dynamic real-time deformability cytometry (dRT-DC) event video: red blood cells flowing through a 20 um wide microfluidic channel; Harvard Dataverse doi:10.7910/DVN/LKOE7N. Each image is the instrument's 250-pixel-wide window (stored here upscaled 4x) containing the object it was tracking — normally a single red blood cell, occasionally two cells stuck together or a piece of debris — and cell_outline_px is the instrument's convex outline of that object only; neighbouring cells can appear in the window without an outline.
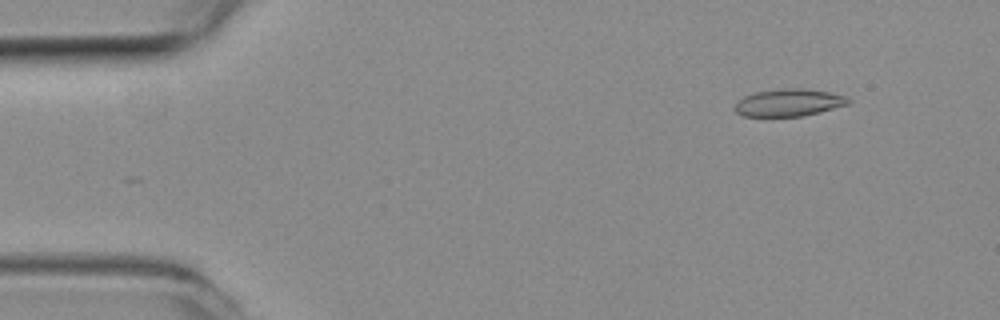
{"species": "common noctule bat (a hibernating species)", "species_latin": "Nyctalus noctula", "temperature_condition": "room temperature", "stored_images_in_passage": 53, "camera_frame_rate_fps": 3000, "um_per_image_px": 0.085, "animal": {"sex": "female", "body_mass_g": 19.3, "forearm_length_mm": 54.1}, "frame": {"image": 1, "passage_image": 6, "time_ms": 1.667, "image_size_px": [1000, 320], "cell_outline_px": [[852, 100], [848, 104], [820, 112], [804, 116], [744, 116], [736, 112], [732, 108], [744, 96], [752, 92], [784, 88], [804, 88], [828, 92], [844, 96]], "centroid_in_image_um": [67.03, 8.72], "position_along_channel_um": 18.0, "area_um2": 18.09}}
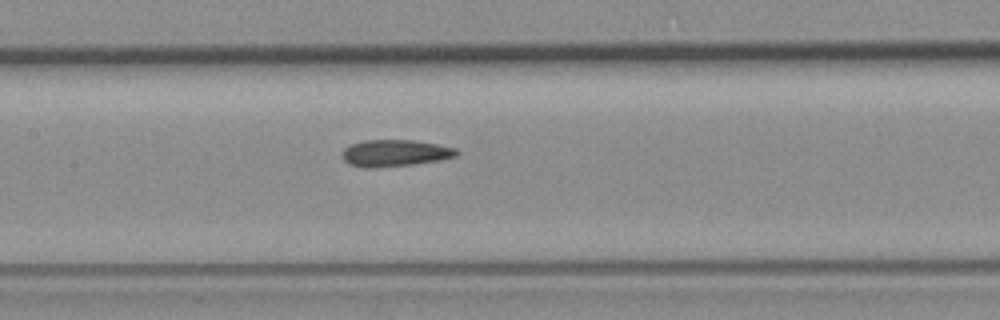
{"frame": {"image": 2, "passage_image": 26, "time_ms": 8.333, "image_size_px": [1000, 320], "cell_outline_px": [[460, 152], [456, 156], [440, 160], [412, 164], [376, 168], [364, 168], [348, 164], [344, 160], [340, 152], [344, 148], [352, 144], [364, 140], [412, 140], [436, 144], [456, 148]], "centroid_in_image_um": [33.54, 13.02], "position_along_channel_um": 173.9, "area_um2": 17.92}}
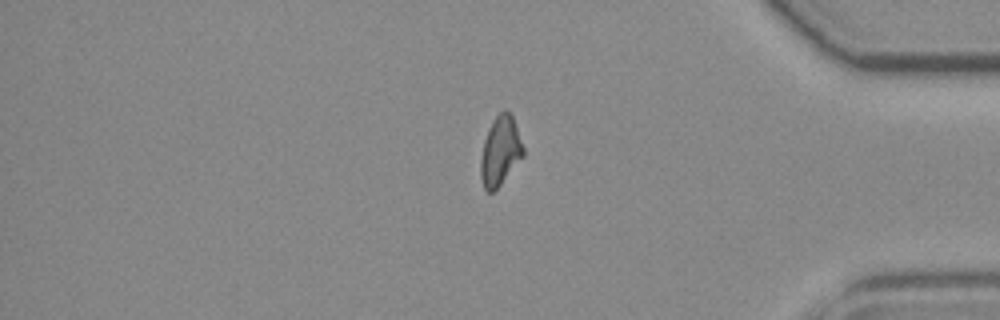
{"frame": {"image": 3, "passage_image": 46, "time_ms": 15.0, "image_size_px": [1000, 320], "cell_outline_px": [[524, 156], [500, 184], [492, 192], [488, 192], [484, 188], [480, 176], [480, 160], [484, 140], [488, 128], [492, 120], [504, 108], [512, 116], [524, 148]], "centroid_in_image_um": [42.51, 12.83], "position_along_channel_um": 392.7, "area_um2": 17.05}}